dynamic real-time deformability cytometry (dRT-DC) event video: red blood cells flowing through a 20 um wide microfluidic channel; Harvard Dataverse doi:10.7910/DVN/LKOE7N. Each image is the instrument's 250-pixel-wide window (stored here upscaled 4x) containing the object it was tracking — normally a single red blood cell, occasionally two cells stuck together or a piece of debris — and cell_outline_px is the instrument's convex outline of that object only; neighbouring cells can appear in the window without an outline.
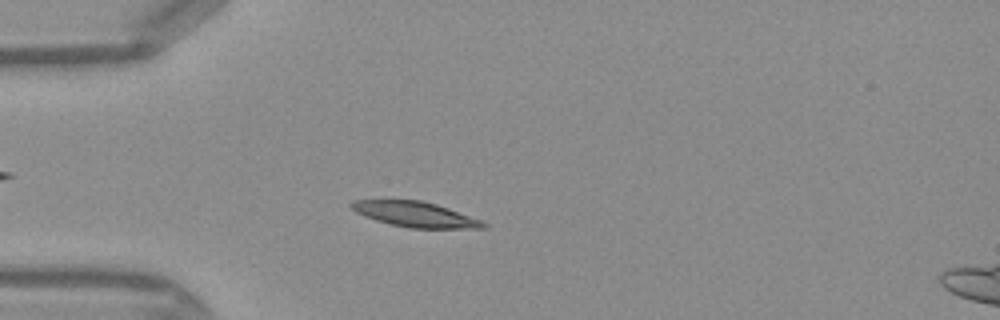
{"species": "Egyptian fruit bat (a non-hibernating species)", "species_latin": "Rousettus aegyptiacus", "temperature_condition": "warm", "stored_images_in_passage": 11, "camera_frame_rate_fps": 3000, "um_per_image_px": 0.085, "frame": {"image": 1, "passage_image": 7, "time_ms": 2.0, "image_size_px": [1000, 320], "cell_outline_px": [[488, 228], [408, 228], [388, 224], [364, 216], [348, 208], [348, 204], [352, 200], [420, 200], [436, 204], [448, 208], [480, 220], [488, 224]], "centroid_in_image_um": [35.23, 18.22], "position_along_channel_um": 49.8, "area_um2": 19.48}}